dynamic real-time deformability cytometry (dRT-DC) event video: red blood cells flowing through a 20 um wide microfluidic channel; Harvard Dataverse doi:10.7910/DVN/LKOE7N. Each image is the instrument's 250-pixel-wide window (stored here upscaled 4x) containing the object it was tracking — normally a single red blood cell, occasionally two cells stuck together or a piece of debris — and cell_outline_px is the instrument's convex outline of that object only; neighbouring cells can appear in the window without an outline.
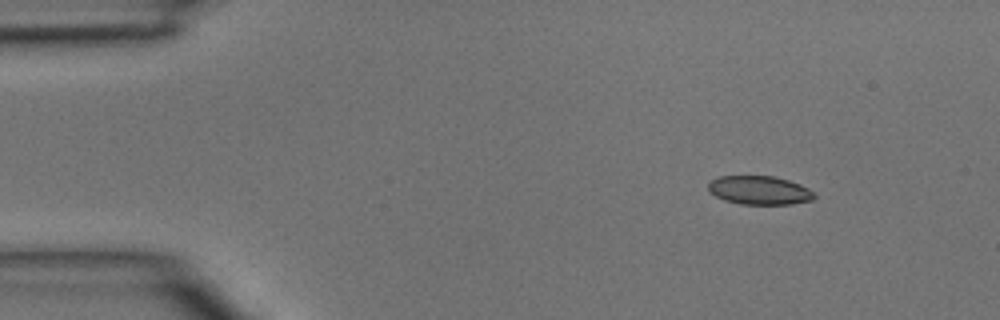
{"species": "common noctule bat (a hibernating species)", "species_latin": "Nyctalus noctula", "temperature_condition": "room temperature", "stored_images_in_passage": 4, "camera_frame_rate_fps": 3000, "um_per_image_px": 0.085, "animal": {"sex": "male", "body_mass_g": 15.6}, "frame": {"image": 1, "passage_image": 1, "time_ms": 0.0, "image_size_px": [1000, 320], "cell_outline_px": [[816, 196], [812, 200], [792, 204], [740, 204], [724, 200], [716, 196], [708, 188], [708, 180], [716, 176], [776, 176], [800, 184], [808, 188]], "centroid_in_image_um": [64.53, 16.16], "position_along_channel_um": 20.5, "area_um2": 17.8}}